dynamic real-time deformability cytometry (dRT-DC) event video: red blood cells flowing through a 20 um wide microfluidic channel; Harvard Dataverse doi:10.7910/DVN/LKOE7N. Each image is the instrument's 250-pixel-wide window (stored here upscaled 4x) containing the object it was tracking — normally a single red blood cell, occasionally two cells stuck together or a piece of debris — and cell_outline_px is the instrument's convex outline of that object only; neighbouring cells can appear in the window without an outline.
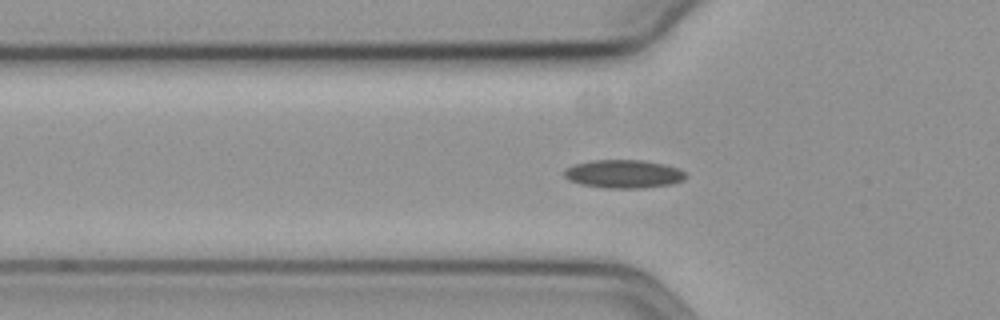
{"species": "common noctule bat (a hibernating species)", "species_latin": "Nyctalus noctula", "temperature_condition": "cold", "stored_images_in_passage": 41, "camera_frame_rate_fps": 3000, "um_per_image_px": 0.085, "animal": {"sex": "female", "body_mass_g": 19.3, "forearm_length_mm": 54.1}, "frame": {"image": 1, "passage_image": 7, "time_ms": 2.0, "image_size_px": [1000, 320], "cell_outline_px": [[688, 176], [684, 180], [672, 184], [640, 188], [604, 188], [580, 184], [568, 180], [564, 176], [564, 168], [576, 164], [592, 160], [644, 160], [664, 164], [680, 168]], "centroid_in_image_um": [53.02, 14.78], "position_along_channel_um": 72.8, "area_um2": 20.23}}
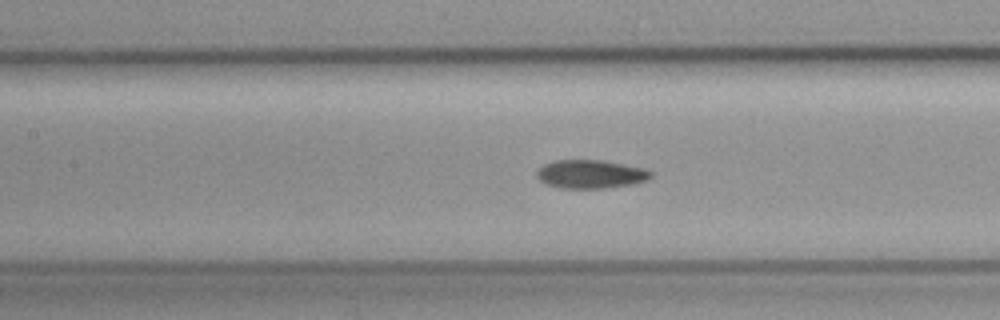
{"frame": {"image": 2, "passage_image": 14, "time_ms": 4.333, "image_size_px": [1000, 320], "cell_outline_px": [[652, 176], [648, 180], [636, 184], [608, 188], [560, 188], [544, 184], [536, 176], [536, 172], [544, 164], [556, 160], [600, 160], [644, 168], [652, 172]], "centroid_in_image_um": [50.21, 14.81], "position_along_channel_um": 157.2, "area_um2": 19.07}}
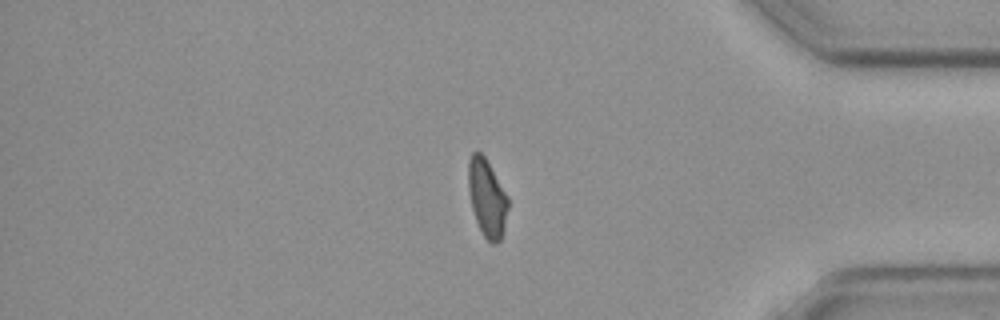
{"frame": {"image": 3, "passage_image": 36, "time_ms": 11.667, "image_size_px": [1000, 320], "cell_outline_px": [[508, 208], [500, 240], [496, 244], [492, 244], [484, 236], [476, 220], [472, 208], [468, 192], [468, 160], [472, 152], [480, 152], [484, 156], [508, 196]], "centroid_in_image_um": [41.38, 16.8], "position_along_channel_um": 393.8, "area_um2": 17.74}}